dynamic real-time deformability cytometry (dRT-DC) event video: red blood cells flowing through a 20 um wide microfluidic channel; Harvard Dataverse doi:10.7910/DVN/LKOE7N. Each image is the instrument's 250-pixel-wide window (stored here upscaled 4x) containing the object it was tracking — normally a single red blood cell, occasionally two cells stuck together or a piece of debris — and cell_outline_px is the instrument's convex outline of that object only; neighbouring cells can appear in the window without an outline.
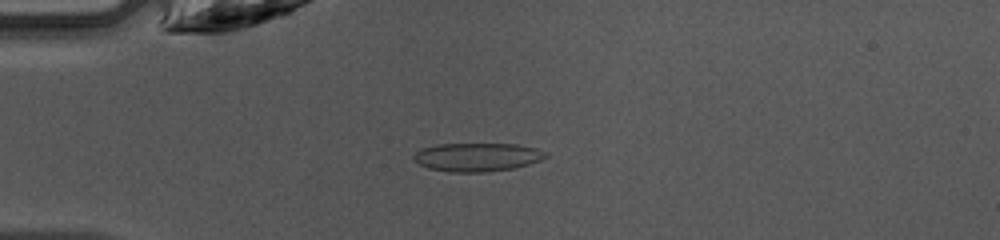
{"species": "common noctule bat (a hibernating species)", "species_latin": "Nyctalus noctula", "temperature_condition": "warm", "stored_images_in_passage": 47, "camera_frame_rate_fps": 3000, "um_per_image_px": 0.085, "animal": {"sex": "female", "body_mass_g": 10.0, "forearm_length_mm": 53.1}, "frame": {"image": 1, "passage_image": 12, "time_ms": 3.667, "image_size_px": [1000, 240], "cell_outline_px": [[548, 156], [540, 160], [516, 168], [484, 172], [452, 172], [428, 168], [420, 164], [412, 156], [420, 148], [436, 144], [516, 144], [536, 148], [548, 152]], "centroid_in_image_um": [40.58, 13.35], "position_along_channel_um": 44.4, "area_um2": 21.96}}
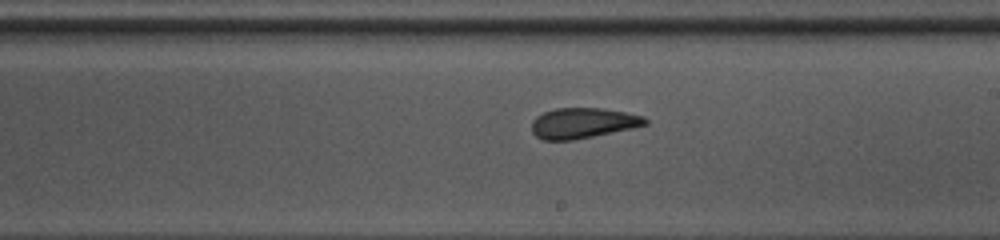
{"frame": {"image": 2, "passage_image": 27, "time_ms": 8.667, "image_size_px": [1000, 240], "cell_outline_px": [[648, 124], [632, 128], [572, 140], [540, 140], [532, 132], [532, 120], [536, 116], [544, 112], [556, 108], [604, 108], [644, 116], [648, 120]], "centroid_in_image_um": [49.52, 10.46], "position_along_channel_um": 239.5, "area_um2": 20.11}}
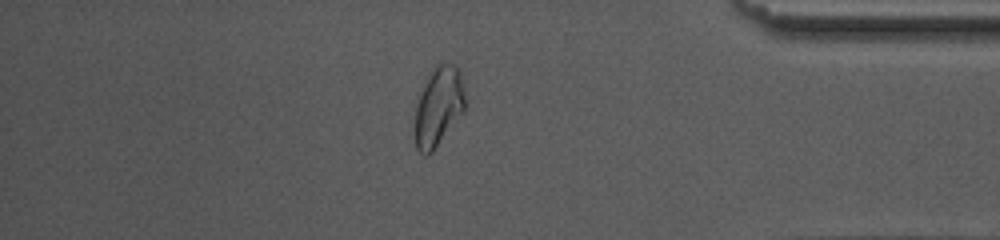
{"frame": {"image": 3, "passage_image": 40, "time_ms": 13.0, "image_size_px": [1000, 240], "cell_outline_px": [[464, 112], [432, 152], [428, 156], [424, 156], [416, 148], [416, 100], [424, 80], [428, 72], [440, 60], [456, 64], [460, 68], [464, 92]], "centroid_in_image_um": [37.27, 8.96], "position_along_channel_um": 397.9, "area_um2": 23.76}, "authors_computed_cell_mechanics": {"area_um2": 21.4438, "velocity_mm_per_s": 4.252, "shape_relaxation_time_tau1_ms": null, "shape_relaxation_time_tau2_ms": 1.7115, "deformation_change_tau1": null, "deformation_change_tau2": 0.0663}}